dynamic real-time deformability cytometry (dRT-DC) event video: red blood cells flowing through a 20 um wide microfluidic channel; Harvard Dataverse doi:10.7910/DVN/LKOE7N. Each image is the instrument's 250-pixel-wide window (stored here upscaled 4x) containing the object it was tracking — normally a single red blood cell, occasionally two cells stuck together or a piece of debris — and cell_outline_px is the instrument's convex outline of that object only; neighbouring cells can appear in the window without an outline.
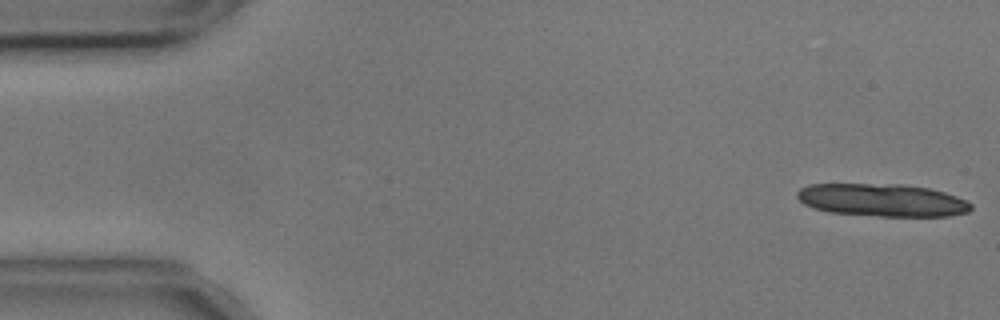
{"species": "common noctule bat (a hibernating species)", "species_latin": "Nyctalus noctula", "temperature_condition": "cold", "stored_images_in_passage": 14, "camera_frame_rate_fps": 3000, "um_per_image_px": 0.085, "animal": {"sex": "male", "body_mass_g": 17.9, "forearm_length_mm": 54.2}, "frame": {"image": 1, "passage_image": 1, "time_ms": 0.0, "image_size_px": [1000, 320], "cell_outline_px": [[972, 208], [968, 212], [948, 216], [880, 216], [828, 212], [812, 208], [804, 204], [796, 196], [796, 192], [800, 188], [808, 184], [904, 184], [928, 188], [944, 192], [956, 196], [972, 204]], "centroid_in_image_um": [74.95, 17.0], "position_along_channel_um": 10.0, "area_um2": 33.23}}